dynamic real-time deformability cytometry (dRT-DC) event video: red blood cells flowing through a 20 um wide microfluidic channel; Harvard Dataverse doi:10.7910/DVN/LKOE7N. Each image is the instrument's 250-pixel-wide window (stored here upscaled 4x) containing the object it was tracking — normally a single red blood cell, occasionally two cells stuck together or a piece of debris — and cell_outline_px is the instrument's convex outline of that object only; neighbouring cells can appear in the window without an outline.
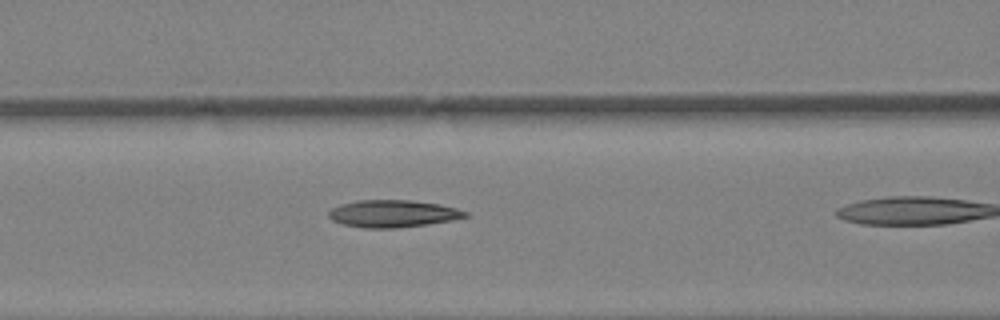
{"species": "Egyptian fruit bat (a non-hibernating species)", "species_latin": "Rousettus aegyptiacus", "temperature_condition": "warm", "stored_images_in_passage": 8, "camera_frame_rate_fps": 3000, "um_per_image_px": 0.085, "animal": {"sex": "female"}, "frame": {"image": 1, "passage_image": 7, "time_ms": 2.0, "image_size_px": [1000, 320], "cell_outline_px": [[472, 216], [452, 220], [428, 224], [396, 228], [364, 228], [344, 224], [332, 220], [328, 216], [328, 212], [332, 208], [340, 204], [360, 200], [408, 200], [440, 204], [456, 208], [468, 212]], "centroid_in_image_um": [33.43, 18.16], "position_along_channel_um": 133.2, "area_um2": 21.73}}